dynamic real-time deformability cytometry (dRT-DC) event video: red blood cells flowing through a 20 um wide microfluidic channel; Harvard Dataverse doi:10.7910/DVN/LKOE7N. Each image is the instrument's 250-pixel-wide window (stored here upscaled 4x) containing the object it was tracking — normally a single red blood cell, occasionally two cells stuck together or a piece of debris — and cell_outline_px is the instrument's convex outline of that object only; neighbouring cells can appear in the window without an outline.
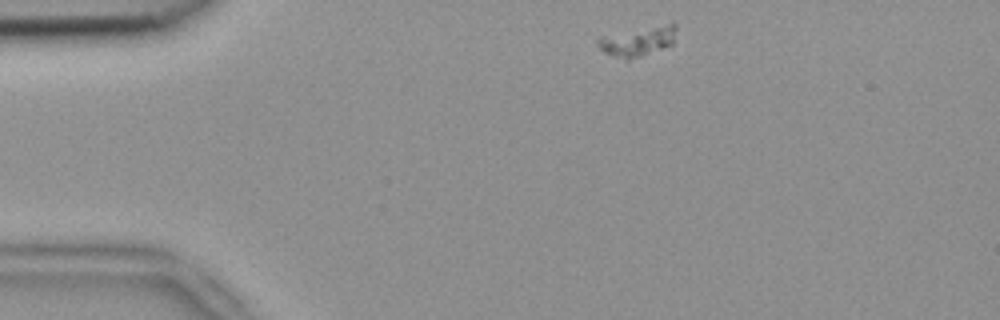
{"species": "common noctule bat (a hibernating species)", "species_latin": "Nyctalus noctula", "temperature_condition": "room temperature", "stored_images_in_passage": 45, "camera_frame_rate_fps": 3000, "um_per_image_px": 0.085, "animal": {"sex": "female", "body_mass_g": 18.4}, "frame": {"image": 1, "passage_image": 1, "time_ms": 0.0, "image_size_px": [1000, 320], "cell_outline_px": [[676, 28], [672, 44], [640, 56], [628, 60], [612, 56], [604, 52], [596, 44], [596, 40], [600, 36], [668, 24], [676, 24]], "centroid_in_image_um": [54.15, 3.52], "position_along_channel_um": 30.8, "area_um2": 13.01}}
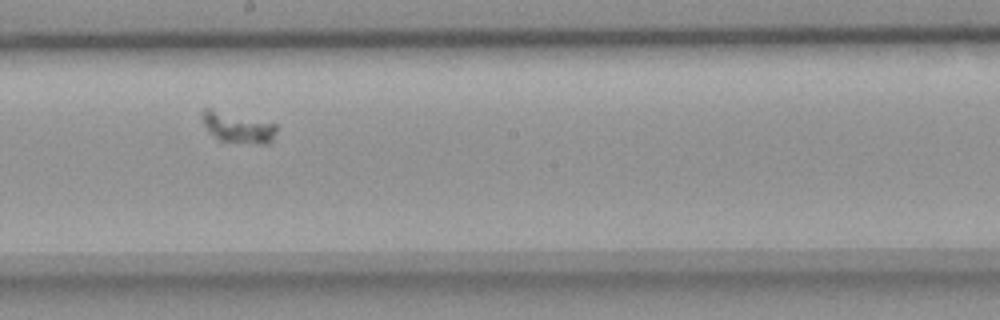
{"frame": {"image": 2, "passage_image": 21, "time_ms": 6.667, "image_size_px": [1000, 320], "cell_outline_px": [[276, 132], [272, 140], [268, 144], [260, 144], [220, 140], [204, 124], [200, 112], [204, 108], [208, 108], [276, 124]], "centroid_in_image_um": [20.23, 10.83], "position_along_channel_um": 228.0, "area_um2": 12.77}}
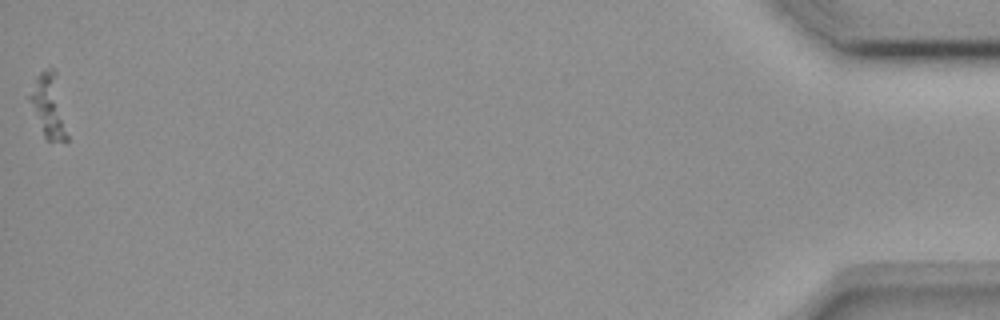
{"frame": {"image": 3, "passage_image": 45, "time_ms": 14.667, "image_size_px": [1000, 320], "cell_outline_px": [[68, 140], [48, 140], [44, 136], [28, 96], [36, 76], [40, 72], [48, 68], [56, 68], [68, 136]], "centroid_in_image_um": [4.16, 8.93], "position_along_channel_um": 431.0, "area_um2": 13.7}}